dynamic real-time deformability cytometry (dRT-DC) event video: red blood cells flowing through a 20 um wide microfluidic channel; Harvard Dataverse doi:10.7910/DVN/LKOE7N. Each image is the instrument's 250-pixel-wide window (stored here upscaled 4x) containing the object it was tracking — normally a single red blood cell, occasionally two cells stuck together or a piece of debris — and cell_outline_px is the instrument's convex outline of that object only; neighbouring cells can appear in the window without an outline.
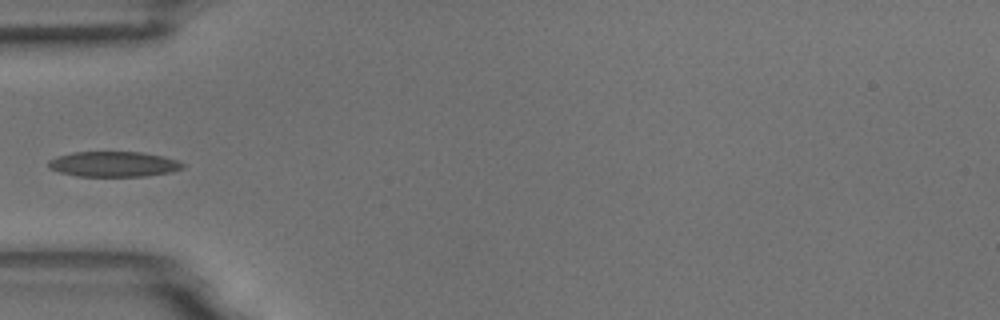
{"species": "common noctule bat (a hibernating species)", "species_latin": "Nyctalus noctula", "temperature_condition": "room temperature", "stored_images_in_passage": 1, "camera_frame_rate_fps": 3000, "um_per_image_px": 0.085, "animal": {"sex": "male", "body_mass_g": 18.8}, "frame": {"image": 1, "passage_image": 1, "time_ms": 0.0, "image_size_px": [1000, 320], "cell_outline_px": [[184, 168], [172, 172], [144, 176], [76, 176], [60, 172], [48, 168], [48, 160], [56, 156], [72, 152], [140, 152], [164, 156], [176, 160], [184, 164]], "centroid_in_image_um": [9.64, 13.95], "position_along_channel_um": 75.4, "area_um2": 19.88}}